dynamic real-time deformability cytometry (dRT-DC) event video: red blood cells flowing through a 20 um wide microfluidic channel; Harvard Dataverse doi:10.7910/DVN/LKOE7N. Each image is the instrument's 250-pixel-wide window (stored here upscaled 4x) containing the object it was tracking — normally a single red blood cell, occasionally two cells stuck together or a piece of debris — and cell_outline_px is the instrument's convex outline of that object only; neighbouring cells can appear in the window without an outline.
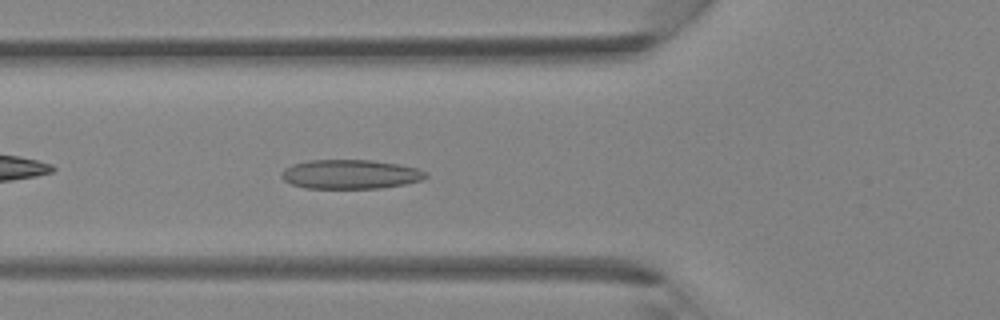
{"species": "Egyptian fruit bat (a non-hibernating species)", "species_latin": "Rousettus aegyptiacus", "temperature_condition": "room temperature", "stored_images_in_passage": 38, "camera_frame_rate_fps": 3000, "um_per_image_px": 0.085, "animal": {"sex": "female"}, "frame": {"image": 1, "passage_image": 12, "time_ms": 3.667, "image_size_px": [1000, 320], "cell_outline_px": [[428, 176], [420, 180], [404, 184], [380, 188], [304, 188], [292, 184], [284, 180], [280, 176], [280, 172], [284, 168], [292, 164], [308, 160], [372, 160], [400, 164], [416, 168], [428, 172]], "centroid_in_image_um": [29.75, 14.8], "position_along_channel_um": 96.0, "area_um2": 24.68}}
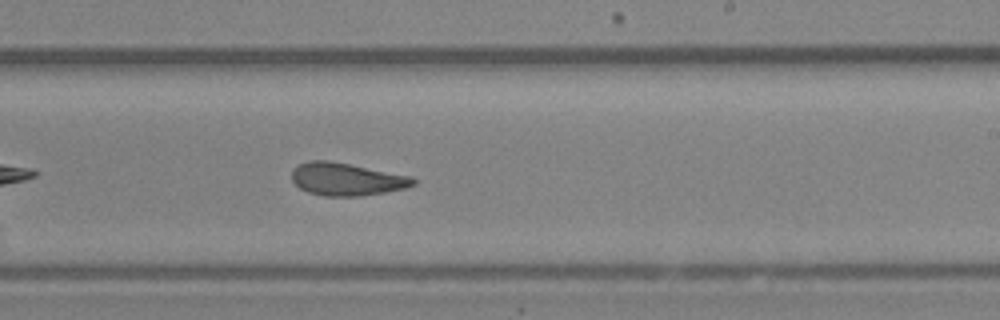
{"frame": {"image": 2, "passage_image": 22, "time_ms": 7.0, "image_size_px": [1000, 320], "cell_outline_px": [[416, 184], [404, 188], [384, 192], [356, 196], [324, 196], [308, 192], [300, 188], [292, 180], [292, 168], [308, 160], [328, 160], [412, 176], [416, 180]], "centroid_in_image_um": [29.44, 15.22], "position_along_channel_um": 259.6, "area_um2": 23.0}}
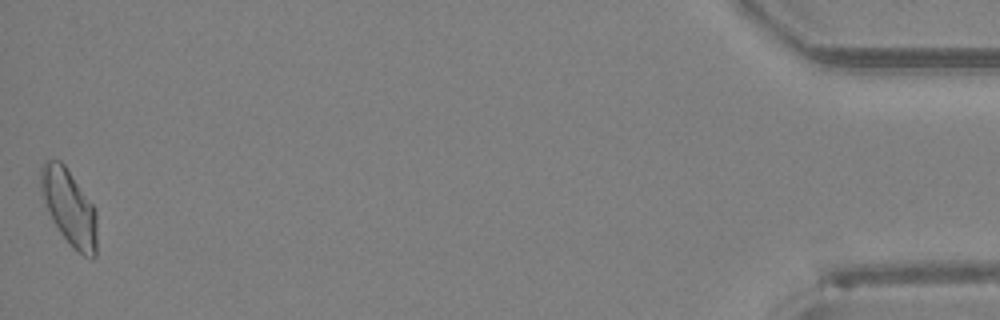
{"frame": {"image": 3, "passage_image": 38, "time_ms": 12.333, "image_size_px": [1000, 320], "cell_outline_px": [[96, 256], [92, 260], [84, 256], [72, 248], [60, 232], [52, 220], [48, 212], [40, 188], [40, 168], [44, 160], [60, 160], [64, 164], [96, 208]], "centroid_in_image_um": [5.88, 17.63], "position_along_channel_um": 429.3, "area_um2": 24.97}}